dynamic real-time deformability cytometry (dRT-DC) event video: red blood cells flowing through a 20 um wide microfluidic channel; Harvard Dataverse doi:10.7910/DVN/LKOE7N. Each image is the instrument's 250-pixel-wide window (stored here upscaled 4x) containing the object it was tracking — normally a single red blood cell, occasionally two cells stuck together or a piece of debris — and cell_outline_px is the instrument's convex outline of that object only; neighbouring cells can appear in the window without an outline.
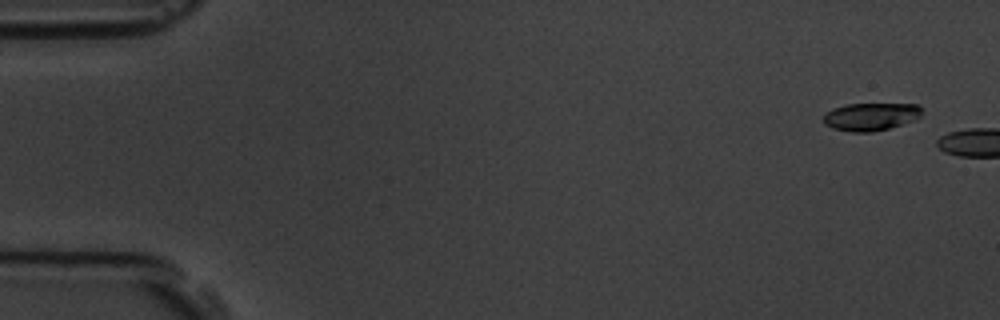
{"species": "common noctule bat (a hibernating species)", "species_latin": "Nyctalus noctula", "temperature_condition": "room temperature", "stored_images_in_passage": 2, "camera_frame_rate_fps": 3000, "um_per_image_px": 0.085, "animal": {"sex": "male", "body_mass_g": 19.5, "forearm_length_mm": 54.6}, "frame": {"image": 1, "passage_image": 1, "time_ms": 0.0, "image_size_px": [1000, 320], "cell_outline_px": [[924, 108], [920, 116], [916, 120], [888, 128], [872, 132], [852, 132], [832, 128], [824, 124], [824, 112], [832, 108], [848, 104], [920, 104]], "centroid_in_image_um": [74.03, 9.91], "position_along_channel_um": 11.0, "area_um2": 16.13}}